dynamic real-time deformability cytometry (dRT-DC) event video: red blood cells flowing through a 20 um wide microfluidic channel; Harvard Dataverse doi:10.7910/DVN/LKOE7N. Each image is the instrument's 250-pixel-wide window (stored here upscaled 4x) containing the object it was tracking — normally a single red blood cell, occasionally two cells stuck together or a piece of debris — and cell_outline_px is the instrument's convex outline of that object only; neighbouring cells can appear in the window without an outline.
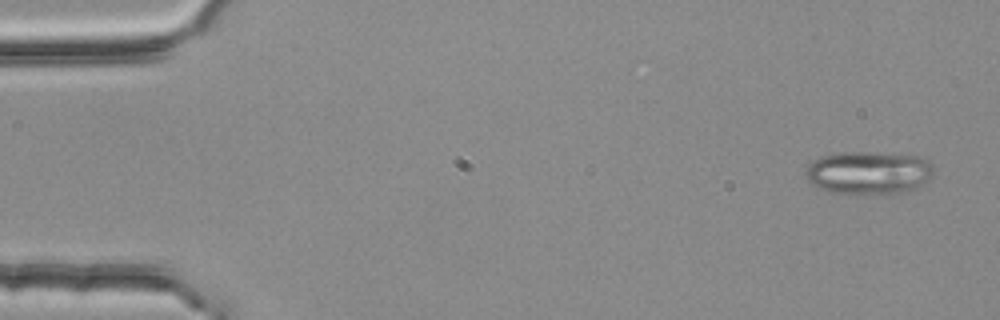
{"species": "common noctule bat (a hibernating species)", "species_latin": "Nyctalus noctula", "temperature_condition": "room temperature", "stored_images_in_passage": 4, "camera_frame_rate_fps": 3000, "um_per_image_px": 0.085, "animal": {"sex": "female", "body_mass_g": 25.1}, "frame": {"image": 1, "passage_image": 1, "time_ms": 0.0, "image_size_px": [1000, 320], "cell_outline_px": [[932, 176], [928, 180], [908, 192], [828, 192], [816, 188], [808, 180], [804, 172], [808, 164], [820, 156], [840, 152], [864, 152], [924, 156], [932, 164]], "centroid_in_image_um": [73.81, 14.65], "position_along_channel_um": 11.2, "area_um2": 31.85}}